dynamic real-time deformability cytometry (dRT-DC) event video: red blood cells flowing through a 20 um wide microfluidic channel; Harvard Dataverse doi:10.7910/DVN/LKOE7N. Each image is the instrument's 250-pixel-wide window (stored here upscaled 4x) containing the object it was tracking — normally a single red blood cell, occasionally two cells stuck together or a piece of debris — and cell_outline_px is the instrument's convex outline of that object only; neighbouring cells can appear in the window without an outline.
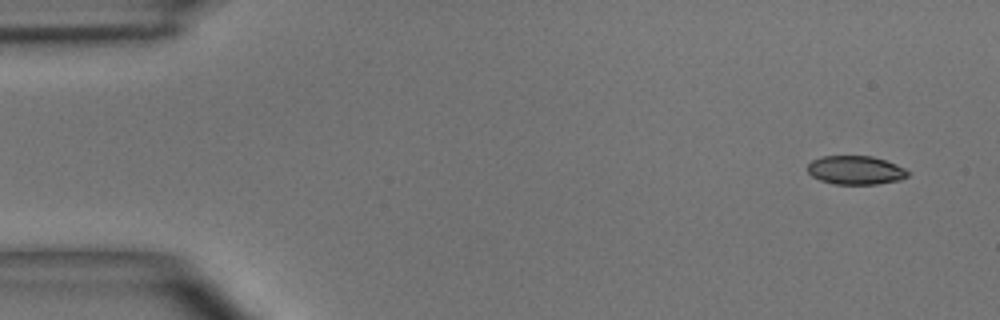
{"species": "common noctule bat (a hibernating species)", "species_latin": "Nyctalus noctula", "temperature_condition": "room temperature", "stored_images_in_passage": 5, "camera_frame_rate_fps": 3000, "um_per_image_px": 0.085, "animal": {"sex": "male", "body_mass_g": 15.6}, "frame": {"image": 1, "passage_image": 1, "time_ms": 0.0, "image_size_px": [1000, 320], "cell_outline_px": [[908, 176], [900, 180], [876, 184], [836, 184], [820, 180], [812, 176], [808, 172], [808, 164], [812, 160], [824, 156], [872, 156], [896, 164], [904, 168], [908, 172]], "centroid_in_image_um": [72.72, 14.46], "position_along_channel_um": 12.3, "area_um2": 16.65}}